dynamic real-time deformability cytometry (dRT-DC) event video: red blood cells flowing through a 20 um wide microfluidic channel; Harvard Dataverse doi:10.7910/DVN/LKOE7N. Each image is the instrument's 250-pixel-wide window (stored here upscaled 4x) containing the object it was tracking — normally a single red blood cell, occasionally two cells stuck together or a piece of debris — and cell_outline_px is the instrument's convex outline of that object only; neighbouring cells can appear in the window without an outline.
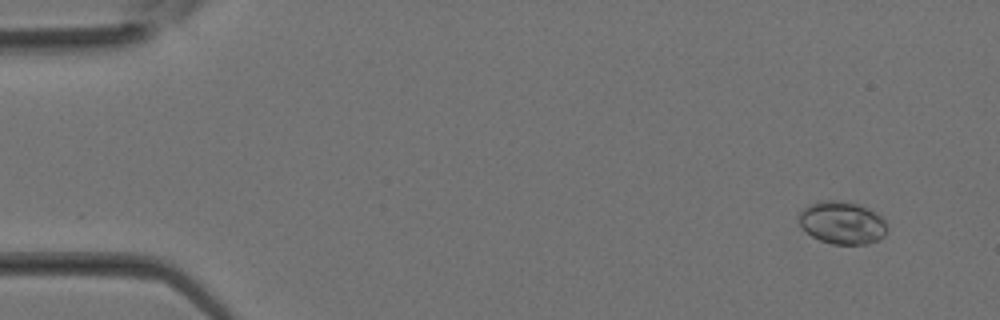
{"species": "Egyptian fruit bat (a non-hibernating species)", "species_latin": "Rousettus aegyptiacus", "temperature_condition": "room temperature", "stored_images_in_passage": 33, "camera_frame_rate_fps": 3000, "um_per_image_px": 0.085, "animal": {"sex": "female"}, "frame": {"image": 1, "passage_image": 3, "time_ms": 0.667, "image_size_px": [1000, 320], "cell_outline_px": [[884, 236], [868, 244], [832, 244], [820, 240], [812, 236], [796, 220], [800, 212], [808, 204], [820, 200], [836, 200], [860, 204], [884, 216]], "centroid_in_image_um": [71.55, 18.91], "position_along_channel_um": 13.4, "area_um2": 21.96}}
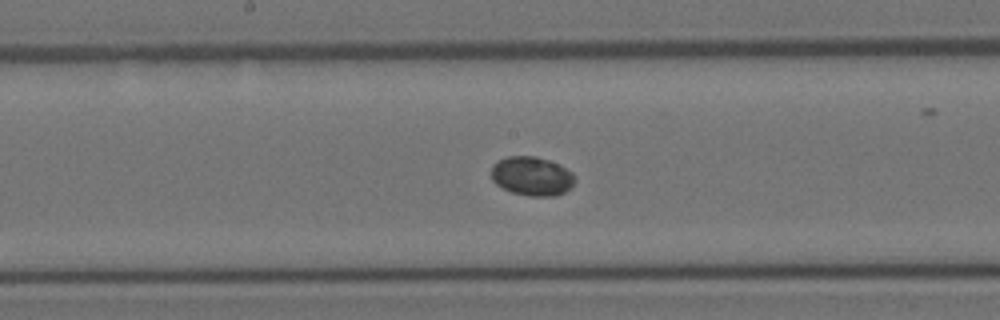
{"frame": {"image": 2, "passage_image": 18, "time_ms": 5.667, "image_size_px": [1000, 320], "cell_outline_px": [[576, 180], [572, 188], [556, 196], [528, 196], [512, 192], [496, 184], [492, 180], [492, 164], [496, 160], [508, 156], [536, 156], [560, 164], [572, 172], [576, 176]], "centroid_in_image_um": [45.24, 14.97], "position_along_channel_um": 203.0, "area_um2": 19.31}}
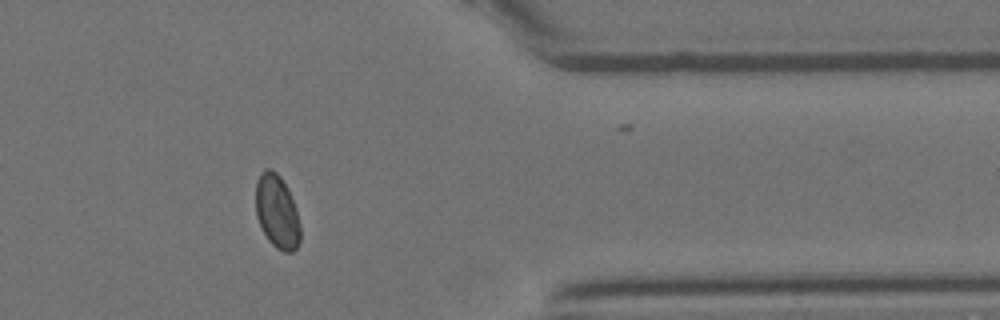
{"frame": {"image": 3, "passage_image": 28, "time_ms": 9.0, "image_size_px": [1000, 320], "cell_outline_px": [[300, 240], [296, 248], [292, 252], [284, 252], [276, 248], [268, 240], [256, 216], [256, 180], [260, 172], [264, 168], [272, 168], [280, 176], [288, 188], [296, 208], [300, 224]], "centroid_in_image_um": [23.54, 17.96], "position_along_channel_um": 387.9, "area_um2": 19.31}}